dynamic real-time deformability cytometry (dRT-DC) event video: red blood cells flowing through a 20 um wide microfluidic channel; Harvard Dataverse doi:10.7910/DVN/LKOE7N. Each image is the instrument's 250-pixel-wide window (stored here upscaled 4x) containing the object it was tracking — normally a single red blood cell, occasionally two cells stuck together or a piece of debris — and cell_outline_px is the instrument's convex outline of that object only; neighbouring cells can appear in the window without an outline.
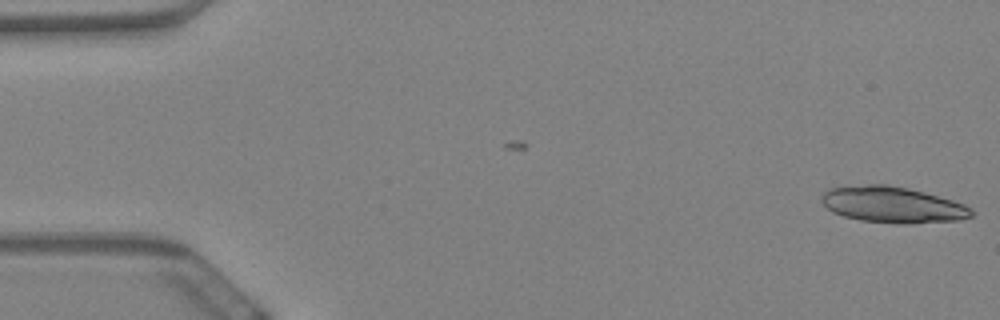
{"species": "Egyptian fruit bat (a non-hibernating species)", "species_latin": "Rousettus aegyptiacus", "temperature_condition": "warm", "stored_images_in_passage": 5, "camera_frame_rate_fps": 3000, "um_per_image_px": 0.085, "animal": {"sex": "female"}, "frame": {"image": 1, "passage_image": 5, "time_ms": 1.333, "image_size_px": [1000, 320], "cell_outline_px": [[972, 216], [960, 220], [904, 224], [900, 224], [860, 220], [844, 216], [832, 212], [820, 200], [820, 196], [828, 188], [868, 184], [888, 184], [908, 188], [924, 192], [952, 200], [964, 204], [972, 208]], "centroid_in_image_um": [75.85, 17.4], "position_along_channel_um": 9.1, "area_um2": 31.62}}